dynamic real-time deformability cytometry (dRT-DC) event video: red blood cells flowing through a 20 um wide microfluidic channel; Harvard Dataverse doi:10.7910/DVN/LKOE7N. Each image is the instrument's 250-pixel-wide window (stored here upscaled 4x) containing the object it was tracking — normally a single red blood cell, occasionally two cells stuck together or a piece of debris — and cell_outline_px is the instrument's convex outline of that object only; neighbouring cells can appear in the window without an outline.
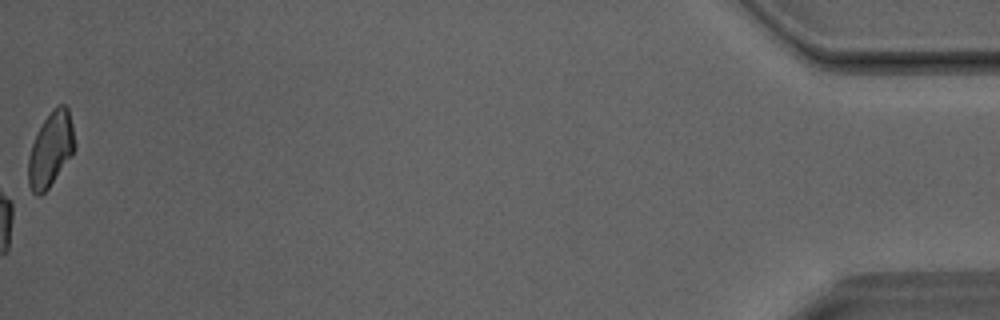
{"species": "Egyptian fruit bat (a non-hibernating species)", "species_latin": "Rousettus aegyptiacus", "temperature_condition": "room temperature", "stored_images_in_passage": 41, "camera_frame_rate_fps": 3000, "um_per_image_px": 0.085, "animal": {"sex": "male"}, "frame": {"image": 1, "passage_image": 41, "time_ms": 13.333, "image_size_px": [1000, 320], "cell_outline_px": [[76, 148], [48, 188], [40, 196], [36, 196], [32, 192], [28, 184], [28, 156], [32, 144], [44, 120], [56, 104], [64, 104], [68, 108], [72, 124], [76, 144]], "centroid_in_image_um": [4.31, 12.69], "position_along_channel_um": 430.9, "area_um2": 20.0}}